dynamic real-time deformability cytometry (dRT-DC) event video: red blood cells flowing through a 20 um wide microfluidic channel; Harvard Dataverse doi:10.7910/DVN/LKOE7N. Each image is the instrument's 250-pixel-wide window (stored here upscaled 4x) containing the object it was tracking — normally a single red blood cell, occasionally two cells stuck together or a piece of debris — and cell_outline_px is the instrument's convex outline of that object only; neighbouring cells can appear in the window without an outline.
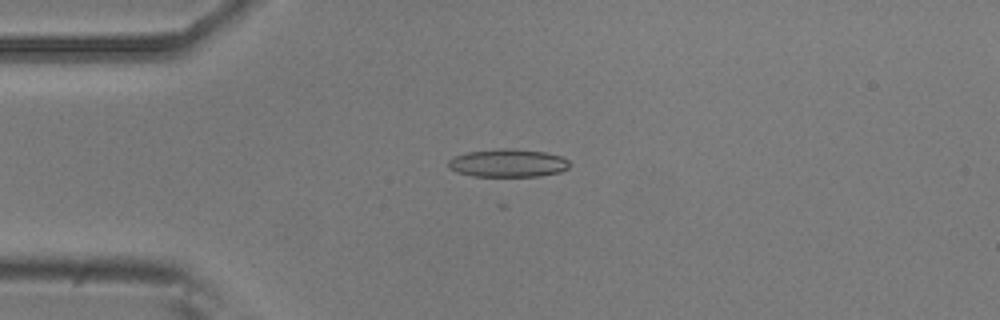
{"species": "common noctule bat (a hibernating species)", "species_latin": "Nyctalus noctula", "temperature_condition": "room temperature", "stored_images_in_passage": 1, "camera_frame_rate_fps": 3000, "um_per_image_px": 0.085, "animal": {"sex": "male", "body_mass_g": 20.5, "forearm_length_mm": 52.5}, "frame": {"image": 1, "passage_image": 1, "time_ms": 0.0, "image_size_px": [1000, 320], "cell_outline_px": [[572, 164], [568, 168], [560, 172], [540, 176], [472, 176], [456, 172], [448, 168], [448, 160], [452, 156], [468, 152], [504, 148], [508, 148], [544, 152], [564, 156]], "centroid_in_image_um": [43.18, 13.86], "position_along_channel_um": 41.8, "area_um2": 20.0}}